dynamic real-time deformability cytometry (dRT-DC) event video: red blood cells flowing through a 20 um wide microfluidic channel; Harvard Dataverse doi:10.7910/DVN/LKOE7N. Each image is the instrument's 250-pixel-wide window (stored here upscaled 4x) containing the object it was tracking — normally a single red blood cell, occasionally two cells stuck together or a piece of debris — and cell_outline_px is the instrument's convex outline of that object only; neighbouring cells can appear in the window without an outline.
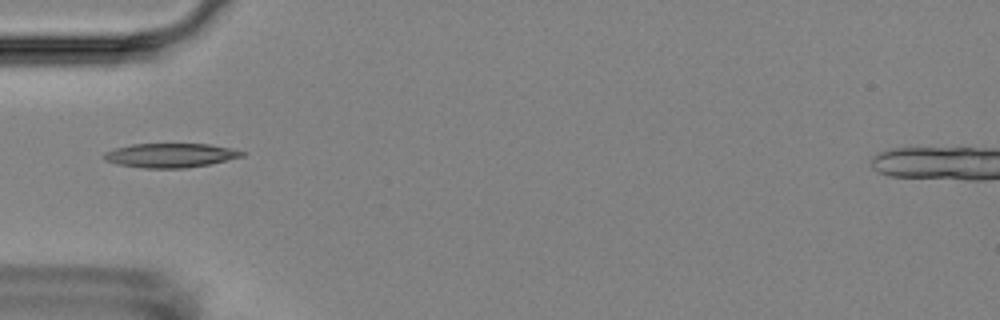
{"species": "Egyptian fruit bat (a non-hibernating species)", "species_latin": "Rousettus aegyptiacus", "temperature_condition": "room temperature", "stored_images_in_passage": 9, "camera_frame_rate_fps": 3000, "um_per_image_px": 0.085, "animal": {"sex": "female"}, "frame": {"image": 1, "passage_image": 3, "time_ms": 2.333, "image_size_px": [1000, 320], "cell_outline_px": [[248, 152], [244, 156], [208, 164], [184, 168], [144, 168], [116, 164], [104, 160], [100, 156], [104, 152], [116, 148], [132, 144], [208, 144]], "centroid_in_image_um": [14.43, 13.2], "position_along_channel_um": 70.6, "area_um2": 19.42}}
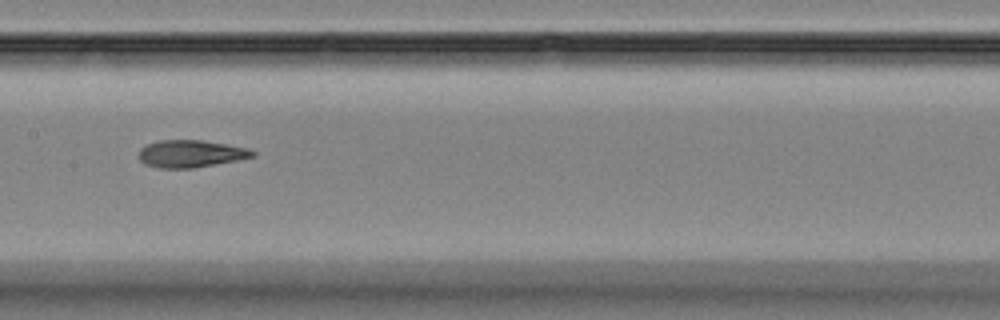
{"frame": {"image": 2, "passage_image": 6, "time_ms": 5.667, "image_size_px": [1000, 320], "cell_outline_px": [[256, 156], [236, 160], [192, 168], [160, 168], [144, 164], [140, 160], [140, 148], [148, 144], [160, 140], [200, 140], [248, 148], [256, 152]], "centroid_in_image_um": [16.21, 13.06], "position_along_channel_um": 191.2, "area_um2": 17.86}}
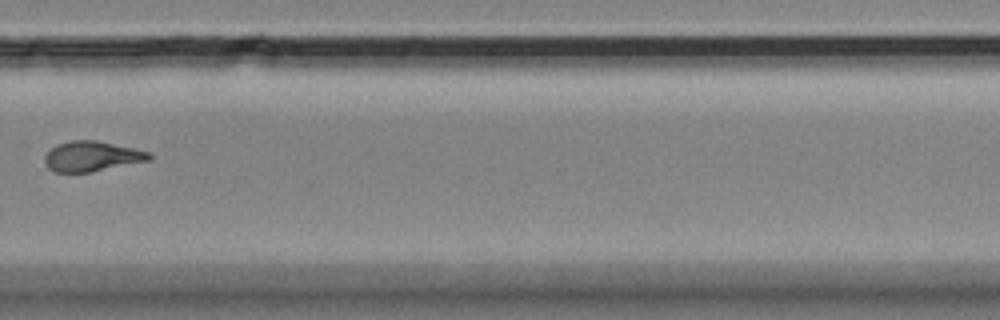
{"frame": {"image": 3, "passage_image": 9, "time_ms": 9.333, "image_size_px": [1000, 320], "cell_outline_px": [[152, 160], [92, 172], [56, 172], [48, 168], [44, 164], [44, 156], [56, 144], [72, 140], [96, 140], [152, 152]], "centroid_in_image_um": [7.83, 13.29], "position_along_channel_um": 322.0, "area_um2": 18.55}}